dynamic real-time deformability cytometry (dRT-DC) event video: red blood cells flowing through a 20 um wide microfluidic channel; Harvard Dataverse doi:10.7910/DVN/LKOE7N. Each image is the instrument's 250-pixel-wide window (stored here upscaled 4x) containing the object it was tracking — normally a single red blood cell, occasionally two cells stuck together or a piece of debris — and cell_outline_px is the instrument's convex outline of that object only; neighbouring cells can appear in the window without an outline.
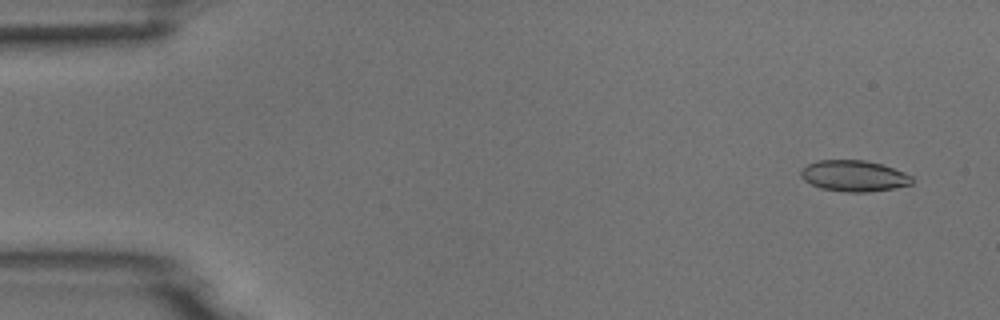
{"species": "common noctule bat (a hibernating species)", "species_latin": "Nyctalus noctula", "temperature_condition": "room temperature", "stored_images_in_passage": 53, "camera_frame_rate_fps": 3000, "um_per_image_px": 0.085, "animal": {"sex": "male", "body_mass_g": 18.8}, "frame": {"image": 1, "passage_image": 3, "time_ms": 0.667, "image_size_px": [1000, 320], "cell_outline_px": [[912, 184], [892, 188], [868, 192], [844, 192], [820, 188], [804, 180], [800, 176], [800, 172], [808, 164], [816, 160], [864, 160], [880, 164], [904, 172], [912, 176]], "centroid_in_image_um": [72.56, 14.95], "position_along_channel_um": 12.4, "area_um2": 20.0}}
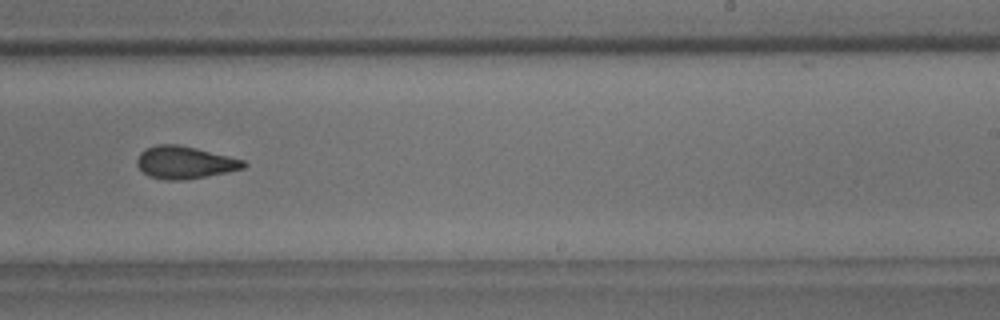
{"frame": {"image": 2, "passage_image": 33, "time_ms": 10.667, "image_size_px": [1000, 320], "cell_outline_px": [[248, 164], [244, 168], [208, 176], [184, 180], [164, 180], [148, 176], [136, 164], [136, 160], [140, 152], [156, 144], [176, 144], [196, 148], [244, 160]], "centroid_in_image_um": [15.69, 13.81], "position_along_channel_um": 273.3, "area_um2": 20.11}}
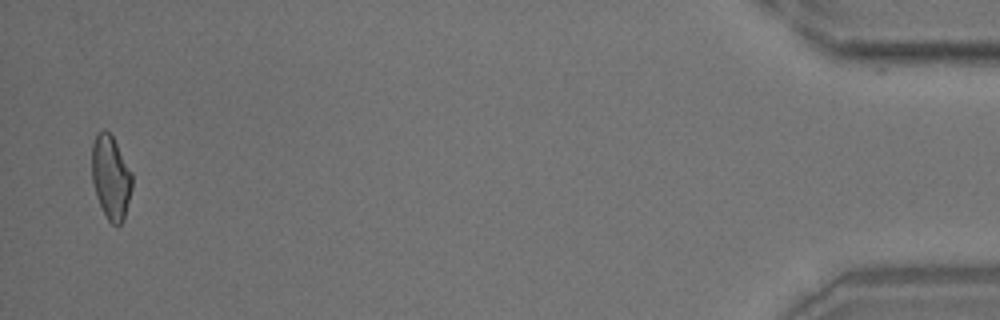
{"frame": {"image": 3, "passage_image": 52, "time_ms": 17.0, "image_size_px": [1000, 320], "cell_outline_px": [[132, 188], [124, 220], [120, 224], [112, 224], [108, 220], [96, 196], [92, 180], [92, 144], [96, 132], [104, 128], [112, 136], [132, 172]], "centroid_in_image_um": [9.42, 15.05], "position_along_channel_um": 425.8, "area_um2": 19.65}}